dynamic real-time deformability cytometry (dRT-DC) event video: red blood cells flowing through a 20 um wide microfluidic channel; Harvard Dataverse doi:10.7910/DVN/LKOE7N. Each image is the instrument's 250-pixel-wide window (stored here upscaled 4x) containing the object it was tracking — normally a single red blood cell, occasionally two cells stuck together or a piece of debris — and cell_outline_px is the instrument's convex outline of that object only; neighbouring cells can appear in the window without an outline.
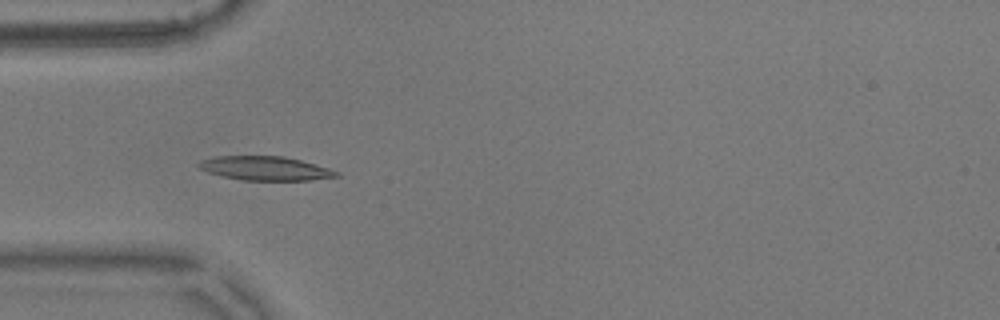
{"species": "common noctule bat (a hibernating species)", "species_latin": "Nyctalus noctula", "temperature_condition": "warm", "stored_images_in_passage": 55, "camera_frame_rate_fps": 3000, "um_per_image_px": 0.085, "animal": {"sex": "male", "body_mass_g": 17.9}, "frame": {"image": 1, "passage_image": 16, "time_ms": 5.0, "image_size_px": [1000, 320], "cell_outline_px": [[340, 176], [312, 180], [244, 180], [224, 176], [208, 172], [196, 168], [196, 164], [200, 160], [216, 156], [284, 156], [300, 160], [328, 168], [340, 172]], "centroid_in_image_um": [22.52, 14.3], "position_along_channel_um": 62.5, "area_um2": 19.25}}
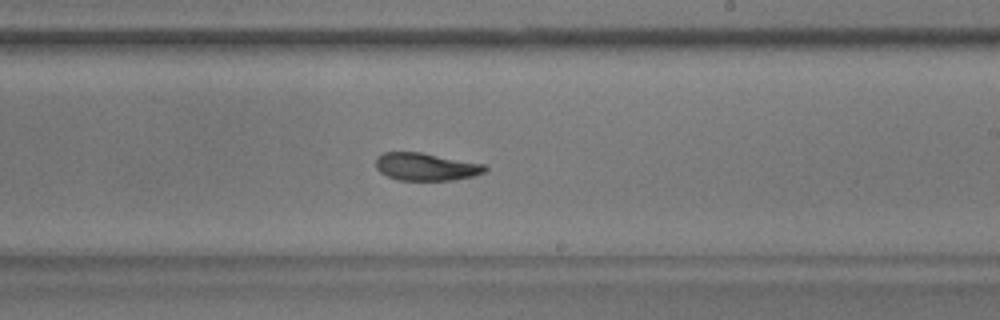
{"frame": {"image": 2, "passage_image": 32, "time_ms": 10.333, "image_size_px": [1000, 320], "cell_outline_px": [[488, 168], [484, 172], [472, 176], [452, 180], [400, 180], [388, 176], [380, 172], [376, 168], [376, 156], [384, 152], [420, 152], [484, 164]], "centroid_in_image_um": [36.18, 14.17], "position_along_channel_um": 252.8, "area_um2": 17.46}}
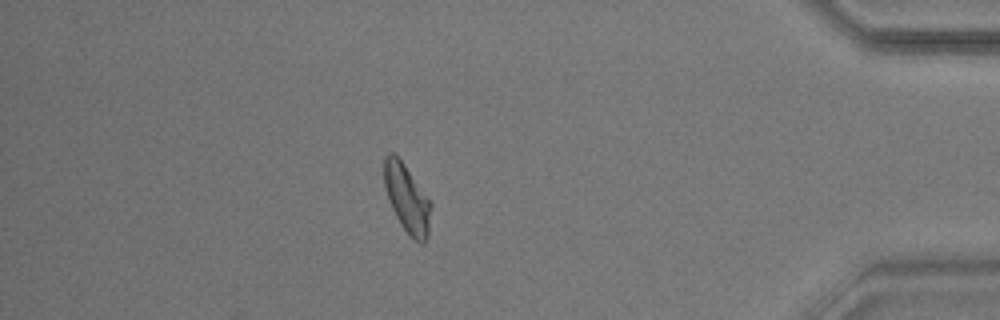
{"frame": {"image": 3, "passage_image": 48, "time_ms": 15.667, "image_size_px": [1000, 320], "cell_outline_px": [[432, 204], [428, 236], [424, 244], [420, 244], [400, 224], [388, 200], [384, 184], [384, 156], [388, 152], [392, 152], [404, 164]], "centroid_in_image_um": [34.59, 16.88], "position_along_channel_um": 400.6, "area_um2": 18.32}, "authors_computed_cell_mechanics": {"area_um2": 18.0914, "velocity_mm_per_s": 3.5835, "shape_relaxation_time_tau1_ms": 7.6346, "shape_relaxation_time_tau2_ms": 3.4246, "deformation_change_tau1": 0.1903, "deformation_change_tau2": 0.1022}}